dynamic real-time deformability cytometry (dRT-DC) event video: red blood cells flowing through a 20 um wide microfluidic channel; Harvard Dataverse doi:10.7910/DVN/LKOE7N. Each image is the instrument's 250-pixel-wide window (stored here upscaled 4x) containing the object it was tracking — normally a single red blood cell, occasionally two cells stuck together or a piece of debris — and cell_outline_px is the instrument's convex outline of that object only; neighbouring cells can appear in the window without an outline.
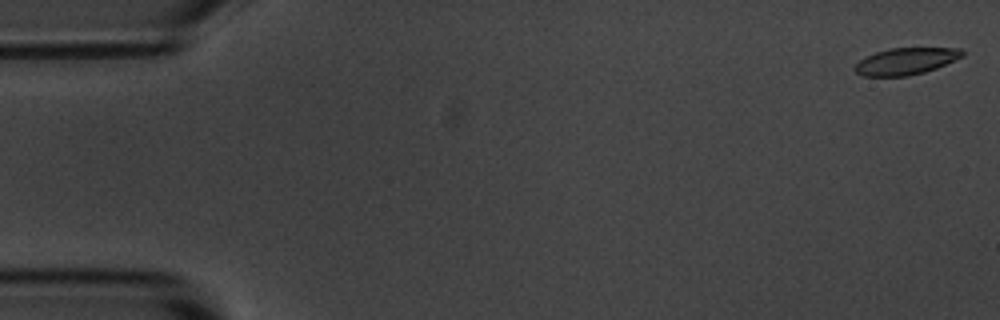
{"species": "common noctule bat (a hibernating species)", "species_latin": "Nyctalus noctula", "temperature_condition": "room temperature", "stored_images_in_passage": 55, "camera_frame_rate_fps": 3000, "um_per_image_px": 0.085, "animal": {"sex": "male", "body_mass_g": 20.1, "forearm_length_mm": 53.5}, "frame": {"image": 1, "passage_image": 1, "time_ms": 0.0, "image_size_px": [1000, 320], "cell_outline_px": [[964, 56], [936, 68], [924, 72], [908, 76], [860, 76], [852, 68], [860, 60], [876, 52], [888, 48], [960, 48], [964, 52]], "centroid_in_image_um": [76.99, 5.21], "position_along_channel_um": 8.0, "area_um2": 16.76}}
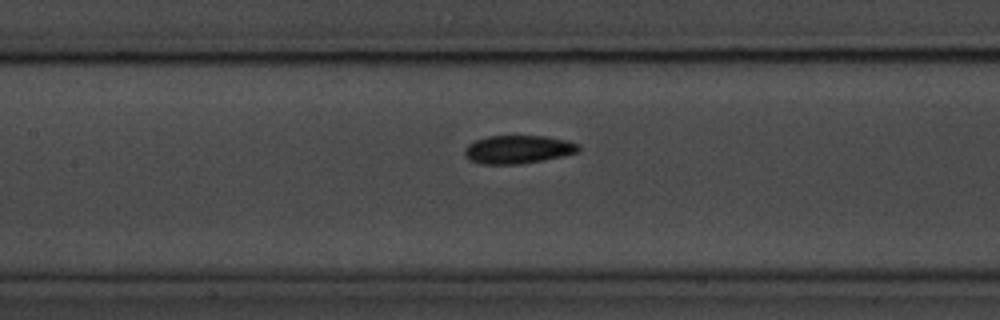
{"frame": {"image": 2, "passage_image": 25, "time_ms": 8.0, "image_size_px": [1000, 320], "cell_outline_px": [[580, 152], [520, 164], [480, 164], [468, 160], [464, 156], [464, 148], [468, 144], [476, 140], [488, 136], [548, 136], [568, 140], [580, 144]], "centroid_in_image_um": [44.02, 12.7], "position_along_channel_um": 163.4, "area_um2": 18.9}}
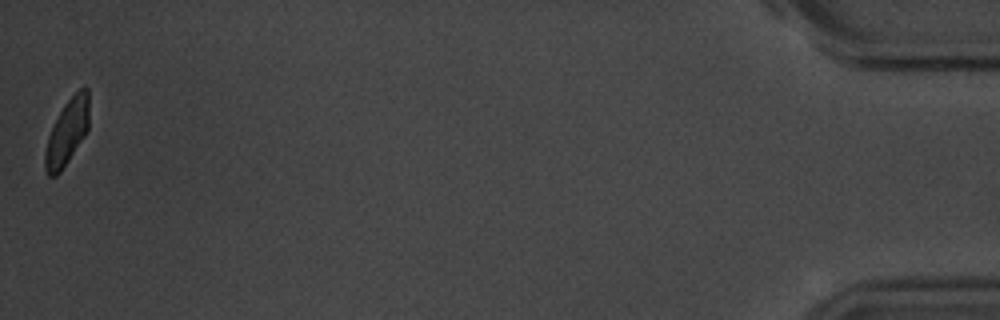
{"frame": {"image": 3, "passage_image": 55, "time_ms": 18.0, "image_size_px": [1000, 320], "cell_outline_px": [[88, 128], [84, 136], [60, 172], [56, 176], [48, 176], [44, 168], [44, 152], [48, 136], [64, 104], [84, 84], [88, 88]], "centroid_in_image_um": [5.69, 11.24], "position_along_channel_um": 429.5, "area_um2": 16.59}, "authors_computed_cell_mechanics": {"area_um2": 18.0914, "velocity_mm_per_s": 3.6192, "shape_relaxation_time_tau1_ms": 4.0527, "shape_relaxation_time_tau2_ms": 1.2824, "deformation_change_tau1": 0.1218, "deformation_change_tau2": 0.0545}}